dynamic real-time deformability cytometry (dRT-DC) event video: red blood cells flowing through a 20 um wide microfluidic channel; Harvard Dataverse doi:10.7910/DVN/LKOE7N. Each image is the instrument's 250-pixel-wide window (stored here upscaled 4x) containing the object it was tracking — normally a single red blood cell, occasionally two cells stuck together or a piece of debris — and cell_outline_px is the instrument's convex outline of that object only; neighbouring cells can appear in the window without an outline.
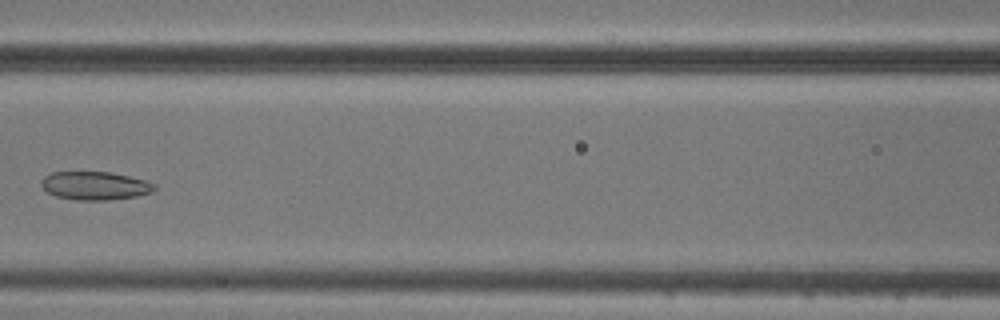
{"species": "common noctule bat (a hibernating species)", "species_latin": "Nyctalus noctula", "temperature_condition": "cold", "stored_images_in_passage": 8, "camera_frame_rate_fps": 3000, "um_per_image_px": 0.085, "animal": {"sex": "male", "body_mass_g": 20.5, "forearm_length_mm": 52.5}, "frame": {"image": 1, "passage_image": 7, "time_ms": 7.0, "image_size_px": [1000, 320], "cell_outline_px": [[156, 188], [152, 192], [136, 196], [108, 200], [76, 200], [56, 196], [48, 192], [40, 184], [40, 180], [44, 176], [52, 172], [112, 172], [144, 180], [156, 184]], "centroid_in_image_um": [8.06, 15.78], "position_along_channel_um": 158.5, "area_um2": 18.67}}
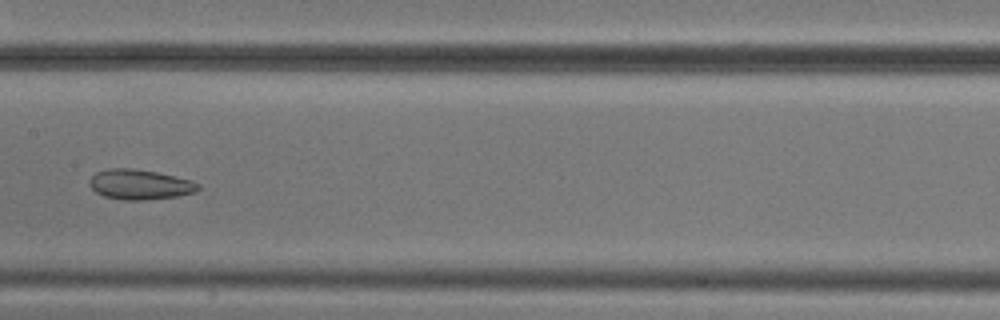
{"frame": {"image": 2, "passage_image": 8, "time_ms": 8.0, "image_size_px": [1000, 320], "cell_outline_px": [[200, 188], [196, 192], [176, 196], [144, 200], [120, 200], [104, 196], [96, 192], [88, 184], [88, 180], [96, 172], [108, 168], [136, 168], [156, 172], [192, 180], [200, 184]], "centroid_in_image_um": [11.87, 15.68], "position_along_channel_um": 195.5, "area_um2": 19.19}}